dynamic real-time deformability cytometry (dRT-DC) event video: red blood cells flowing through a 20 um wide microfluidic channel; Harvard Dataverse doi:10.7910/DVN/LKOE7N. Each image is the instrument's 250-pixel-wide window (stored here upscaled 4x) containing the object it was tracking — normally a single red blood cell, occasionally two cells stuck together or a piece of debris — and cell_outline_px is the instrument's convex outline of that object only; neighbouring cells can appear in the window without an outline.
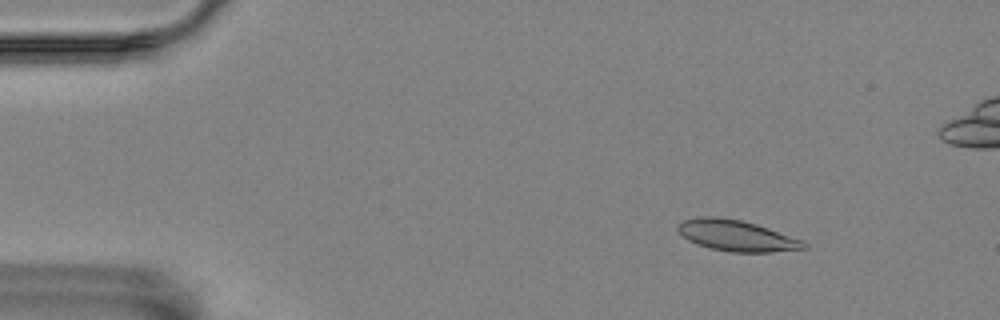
{"species": "Egyptian fruit bat (a non-hibernating species)", "species_latin": "Rousettus aegyptiacus", "temperature_condition": "room temperature", "stored_images_in_passage": 8, "camera_frame_rate_fps": 3000, "um_per_image_px": 0.085, "animal": {"sex": "female"}, "frame": {"image": 1, "passage_image": 2, "time_ms": 0.333, "image_size_px": [1000, 320], "cell_outline_px": [[808, 248], [772, 252], [732, 252], [712, 248], [696, 244], [688, 240], [676, 228], [676, 224], [684, 220], [700, 216], [716, 216], [740, 220], [756, 224], [804, 240], [808, 244]], "centroid_in_image_um": [62.62, 20.02], "position_along_channel_um": 22.4, "area_um2": 22.77}}
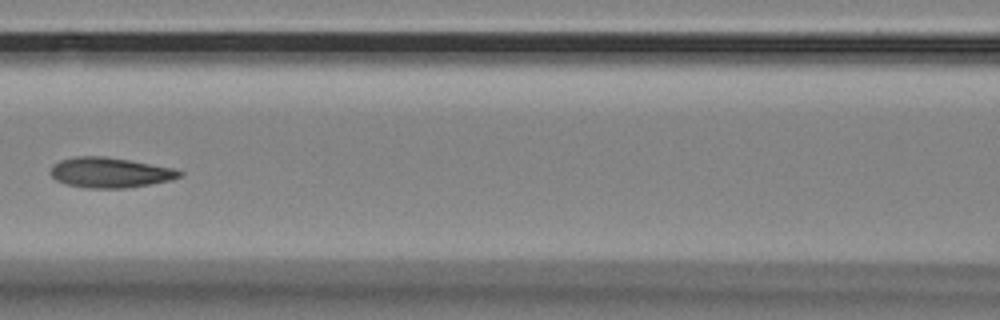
{"frame": {"image": 2, "passage_image": 7, "time_ms": 2.0, "image_size_px": [1000, 320], "cell_outline_px": [[184, 176], [172, 180], [124, 188], [84, 188], [64, 184], [56, 180], [48, 172], [52, 164], [60, 160], [76, 156], [104, 156], [176, 168], [184, 172]], "centroid_in_image_um": [9.34, 14.67], "position_along_channel_um": 157.3, "area_um2": 23.0}}
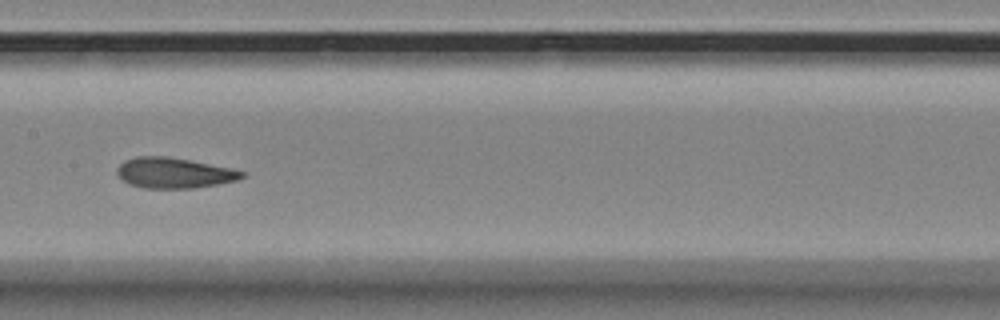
{"frame": {"image": 3, "passage_image": 8, "time_ms": 2.333, "image_size_px": [1000, 320], "cell_outline_px": [[248, 176], [236, 180], [196, 188], [144, 188], [128, 184], [116, 176], [116, 168], [124, 160], [136, 156], [168, 156], [232, 168], [248, 172]], "centroid_in_image_um": [14.79, 14.69], "position_along_channel_um": 192.6, "area_um2": 22.54}}